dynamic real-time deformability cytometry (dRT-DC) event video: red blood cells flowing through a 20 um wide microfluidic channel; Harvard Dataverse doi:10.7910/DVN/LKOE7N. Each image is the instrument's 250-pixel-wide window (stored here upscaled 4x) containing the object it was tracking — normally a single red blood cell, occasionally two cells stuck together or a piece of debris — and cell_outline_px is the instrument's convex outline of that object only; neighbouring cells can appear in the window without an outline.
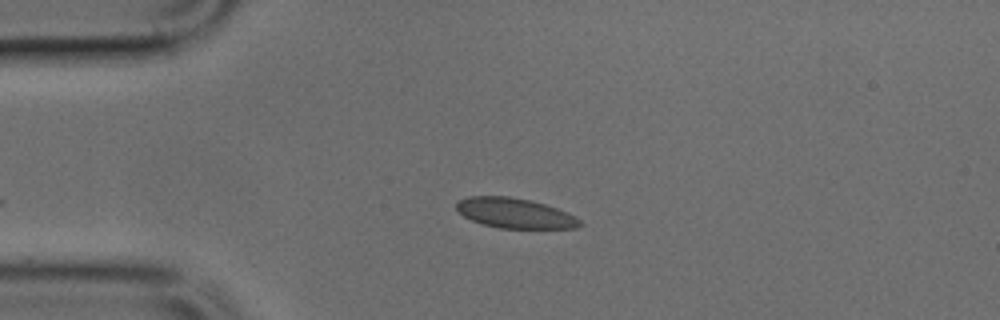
{"species": "common noctule bat (a hibernating species)", "species_latin": "Nyctalus noctula", "temperature_condition": "cold", "stored_images_in_passage": 3, "camera_frame_rate_fps": 3000, "um_per_image_px": 0.085, "animal": {"sex": "male", "body_mass_g": 17.9, "forearm_length_mm": 54.2}, "frame": {"image": 1, "passage_image": 3, "time_ms": 0.667, "image_size_px": [1000, 320], "cell_outline_px": [[584, 224], [576, 228], [500, 228], [484, 224], [472, 220], [464, 216], [456, 208], [456, 204], [460, 200], [468, 196], [508, 196], [532, 200], [568, 212], [576, 216]], "centroid_in_image_um": [43.8, 18.11], "position_along_channel_um": 41.2, "area_um2": 21.56}}